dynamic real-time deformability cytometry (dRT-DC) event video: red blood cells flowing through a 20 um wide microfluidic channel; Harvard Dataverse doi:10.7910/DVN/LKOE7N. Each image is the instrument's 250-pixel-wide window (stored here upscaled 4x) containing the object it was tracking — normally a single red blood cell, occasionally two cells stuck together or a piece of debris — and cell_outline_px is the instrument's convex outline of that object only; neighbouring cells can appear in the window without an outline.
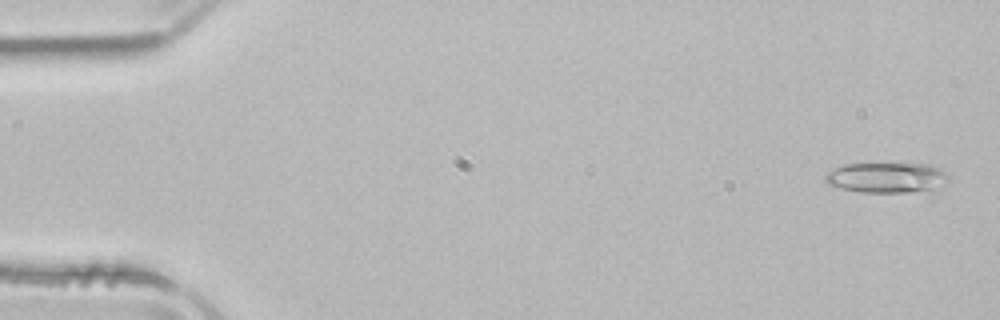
{"species": "common noctule bat (a hibernating species)", "species_latin": "Nyctalus noctula", "temperature_condition": "room temperature", "stored_images_in_passage": 50, "camera_frame_rate_fps": 3000, "um_per_image_px": 0.085, "animal": {"sex": "male", "body_mass_g": 21.5, "forearm_length_mm": 52.0}, "frame": {"image": 1, "passage_image": 2, "time_ms": 0.333, "image_size_px": [1000, 320], "cell_outline_px": [[948, 180], [928, 188], [908, 192], [864, 192], [840, 188], [828, 184], [824, 180], [824, 176], [828, 172], [844, 164], [928, 164], [940, 168], [948, 176]], "centroid_in_image_um": [75.28, 15.08], "position_along_channel_um": 9.7, "area_um2": 21.1}}
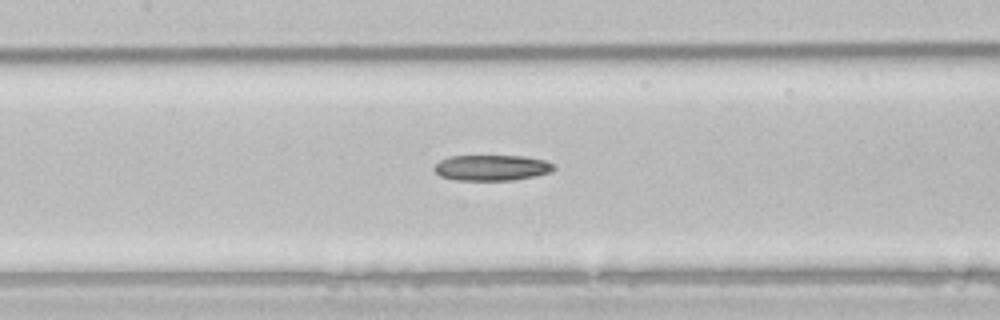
{"frame": {"image": 2, "passage_image": 24, "time_ms": 7.667, "image_size_px": [1000, 320], "cell_outline_px": [[556, 168], [552, 172], [536, 176], [512, 180], [456, 180], [440, 176], [432, 168], [440, 160], [452, 156], [524, 156], [544, 160], [552, 164]], "centroid_in_image_um": [41.8, 14.26], "position_along_channel_um": 165.6, "area_um2": 17.92}}
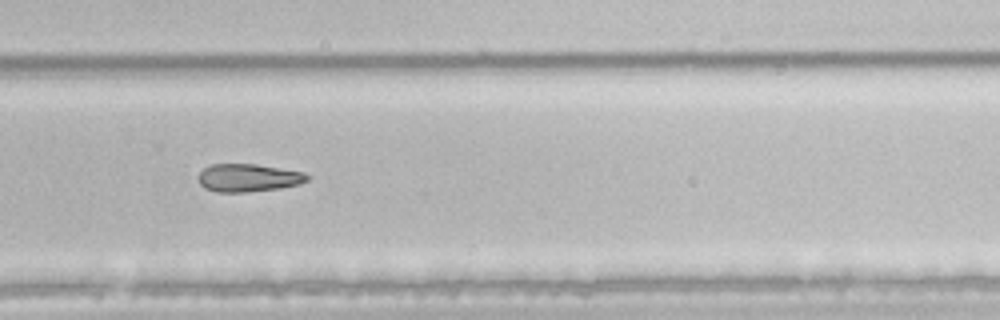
{"frame": {"image": 3, "passage_image": 35, "time_ms": 11.333, "image_size_px": [1000, 320], "cell_outline_px": [[312, 176], [308, 180], [300, 184], [280, 188], [248, 192], [216, 192], [204, 188], [200, 184], [200, 172], [204, 168], [212, 164], [256, 164], [304, 172]], "centroid_in_image_um": [21.15, 15.12], "position_along_channel_um": 308.7, "area_um2": 17.74}}